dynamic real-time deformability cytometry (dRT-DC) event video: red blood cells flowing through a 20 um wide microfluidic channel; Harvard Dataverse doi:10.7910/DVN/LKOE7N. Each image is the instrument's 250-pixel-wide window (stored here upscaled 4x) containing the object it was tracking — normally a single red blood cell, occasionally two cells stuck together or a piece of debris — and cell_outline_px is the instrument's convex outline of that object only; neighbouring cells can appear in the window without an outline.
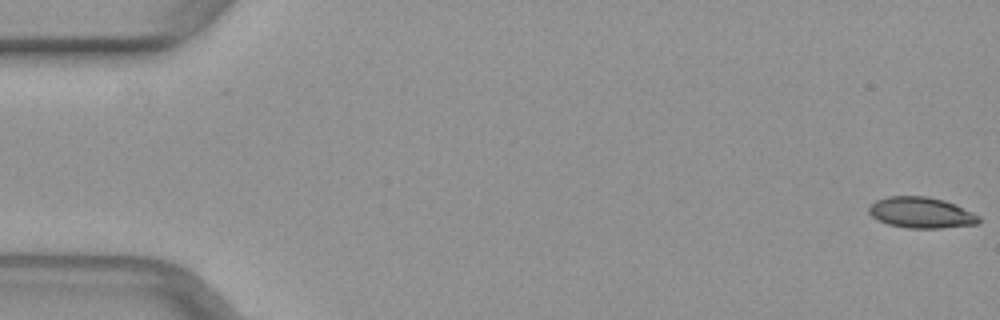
{"species": "common noctule bat (a hibernating species)", "species_latin": "Nyctalus noctula", "temperature_condition": "warm", "stored_images_in_passage": 49, "camera_frame_rate_fps": 3000, "um_per_image_px": 0.085, "animal": {"sex": "female", "body_mass_g": 29.2, "forearm_length_mm": 56.3}, "frame": {"image": 1, "passage_image": 1, "time_ms": 0.0, "image_size_px": [1000, 320], "cell_outline_px": [[980, 224], [940, 228], [908, 228], [888, 224], [872, 216], [868, 212], [868, 208], [876, 200], [888, 196], [924, 196], [944, 200], [972, 212], [980, 216]], "centroid_in_image_um": [78.31, 18.08], "position_along_channel_um": 6.7, "area_um2": 19.71}}
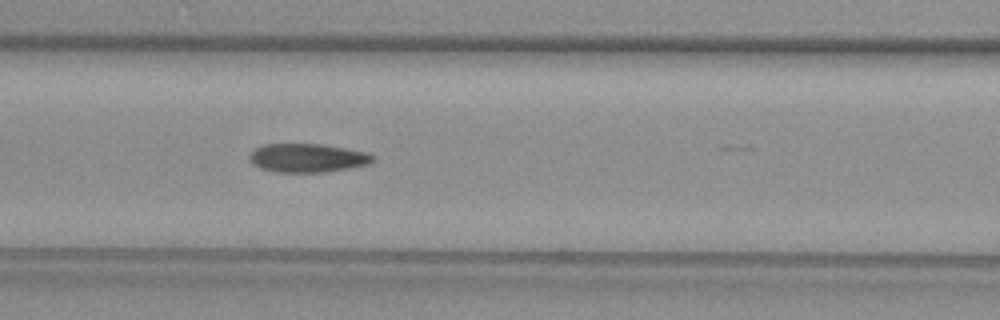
{"frame": {"image": 2, "passage_image": 22, "time_ms": 7.0, "image_size_px": [1000, 320], "cell_outline_px": [[376, 160], [368, 164], [348, 168], [324, 172], [272, 172], [260, 168], [252, 164], [248, 156], [256, 148], [264, 144], [320, 144], [348, 148], [368, 152], [376, 156]], "centroid_in_image_um": [26.16, 13.42], "position_along_channel_um": 140.4, "area_um2": 20.81}}
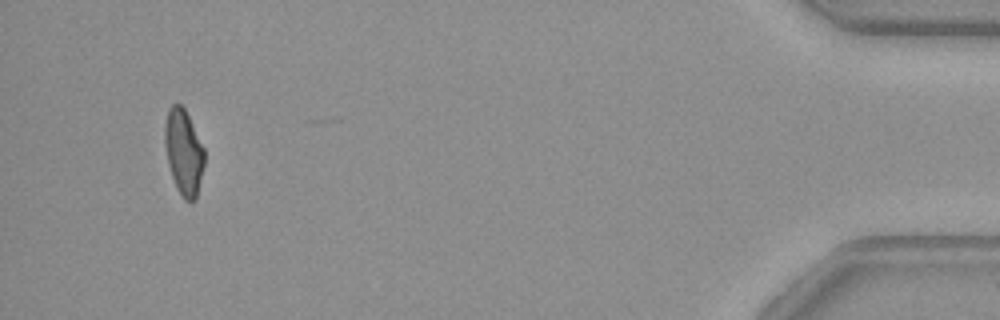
{"frame": {"image": 3, "passage_image": 48, "time_ms": 15.667, "image_size_px": [1000, 320], "cell_outline_px": [[204, 164], [196, 200], [184, 200], [176, 188], [168, 164], [164, 144], [164, 124], [168, 108], [172, 104], [180, 104], [184, 108], [204, 148]], "centroid_in_image_um": [15.59, 12.92], "position_along_channel_um": 419.6, "area_um2": 19.71}}